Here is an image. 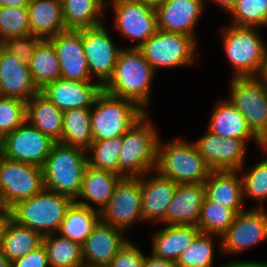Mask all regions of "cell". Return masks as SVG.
Returning <instances> with one entry per match:
<instances>
[{
    "instance_id": "6da1fadb",
    "label": "cell",
    "mask_w": 267,
    "mask_h": 267,
    "mask_svg": "<svg viewBox=\"0 0 267 267\" xmlns=\"http://www.w3.org/2000/svg\"><path fill=\"white\" fill-rule=\"evenodd\" d=\"M156 72L136 48H123L114 73L103 90L110 95L135 102L146 113L151 97V85Z\"/></svg>"
},
{
    "instance_id": "7a4b0ae2",
    "label": "cell",
    "mask_w": 267,
    "mask_h": 267,
    "mask_svg": "<svg viewBox=\"0 0 267 267\" xmlns=\"http://www.w3.org/2000/svg\"><path fill=\"white\" fill-rule=\"evenodd\" d=\"M149 114L145 113L122 136L119 176L123 178L141 177L156 168L160 131L153 125Z\"/></svg>"
},
{
    "instance_id": "3957f363",
    "label": "cell",
    "mask_w": 267,
    "mask_h": 267,
    "mask_svg": "<svg viewBox=\"0 0 267 267\" xmlns=\"http://www.w3.org/2000/svg\"><path fill=\"white\" fill-rule=\"evenodd\" d=\"M87 166L86 150L55 142L42 167L44 189L75 200Z\"/></svg>"
},
{
    "instance_id": "277c9868",
    "label": "cell",
    "mask_w": 267,
    "mask_h": 267,
    "mask_svg": "<svg viewBox=\"0 0 267 267\" xmlns=\"http://www.w3.org/2000/svg\"><path fill=\"white\" fill-rule=\"evenodd\" d=\"M155 170L177 184L204 183L211 172L192 141L174 139L162 142L161 137Z\"/></svg>"
},
{
    "instance_id": "5b68a950",
    "label": "cell",
    "mask_w": 267,
    "mask_h": 267,
    "mask_svg": "<svg viewBox=\"0 0 267 267\" xmlns=\"http://www.w3.org/2000/svg\"><path fill=\"white\" fill-rule=\"evenodd\" d=\"M145 113L135 102L102 90L91 107L92 142L123 136Z\"/></svg>"
},
{
    "instance_id": "8992f818",
    "label": "cell",
    "mask_w": 267,
    "mask_h": 267,
    "mask_svg": "<svg viewBox=\"0 0 267 267\" xmlns=\"http://www.w3.org/2000/svg\"><path fill=\"white\" fill-rule=\"evenodd\" d=\"M73 202L66 195L43 189L35 196L14 205L11 208L12 219L42 236L55 234Z\"/></svg>"
},
{
    "instance_id": "52a82bcc",
    "label": "cell",
    "mask_w": 267,
    "mask_h": 267,
    "mask_svg": "<svg viewBox=\"0 0 267 267\" xmlns=\"http://www.w3.org/2000/svg\"><path fill=\"white\" fill-rule=\"evenodd\" d=\"M223 49L234 78L257 77L264 61L266 43L255 28L221 27Z\"/></svg>"
},
{
    "instance_id": "ba28073f",
    "label": "cell",
    "mask_w": 267,
    "mask_h": 267,
    "mask_svg": "<svg viewBox=\"0 0 267 267\" xmlns=\"http://www.w3.org/2000/svg\"><path fill=\"white\" fill-rule=\"evenodd\" d=\"M197 40L193 37L157 30L138 49L156 72L196 64Z\"/></svg>"
},
{
    "instance_id": "9c48e42d",
    "label": "cell",
    "mask_w": 267,
    "mask_h": 267,
    "mask_svg": "<svg viewBox=\"0 0 267 267\" xmlns=\"http://www.w3.org/2000/svg\"><path fill=\"white\" fill-rule=\"evenodd\" d=\"M228 101L241 113L252 133L267 140V88L257 77L230 80Z\"/></svg>"
},
{
    "instance_id": "30bf717a",
    "label": "cell",
    "mask_w": 267,
    "mask_h": 267,
    "mask_svg": "<svg viewBox=\"0 0 267 267\" xmlns=\"http://www.w3.org/2000/svg\"><path fill=\"white\" fill-rule=\"evenodd\" d=\"M44 189L42 168L0 156V201L12 208Z\"/></svg>"
},
{
    "instance_id": "8fae6325",
    "label": "cell",
    "mask_w": 267,
    "mask_h": 267,
    "mask_svg": "<svg viewBox=\"0 0 267 267\" xmlns=\"http://www.w3.org/2000/svg\"><path fill=\"white\" fill-rule=\"evenodd\" d=\"M106 22L92 28L82 29V44L88 69L103 87L112 77L120 51L106 28Z\"/></svg>"
},
{
    "instance_id": "7c38bea8",
    "label": "cell",
    "mask_w": 267,
    "mask_h": 267,
    "mask_svg": "<svg viewBox=\"0 0 267 267\" xmlns=\"http://www.w3.org/2000/svg\"><path fill=\"white\" fill-rule=\"evenodd\" d=\"M101 221L127 231L136 222H143L141 185L138 178H122L115 186L113 195L100 213Z\"/></svg>"
},
{
    "instance_id": "4fadbf2b",
    "label": "cell",
    "mask_w": 267,
    "mask_h": 267,
    "mask_svg": "<svg viewBox=\"0 0 267 267\" xmlns=\"http://www.w3.org/2000/svg\"><path fill=\"white\" fill-rule=\"evenodd\" d=\"M267 239V210L257 208L236 214L233 223L221 235V254H238Z\"/></svg>"
},
{
    "instance_id": "5bb4252c",
    "label": "cell",
    "mask_w": 267,
    "mask_h": 267,
    "mask_svg": "<svg viewBox=\"0 0 267 267\" xmlns=\"http://www.w3.org/2000/svg\"><path fill=\"white\" fill-rule=\"evenodd\" d=\"M54 143L49 136L25 121L3 137L2 156L42 168Z\"/></svg>"
},
{
    "instance_id": "9a60e30c",
    "label": "cell",
    "mask_w": 267,
    "mask_h": 267,
    "mask_svg": "<svg viewBox=\"0 0 267 267\" xmlns=\"http://www.w3.org/2000/svg\"><path fill=\"white\" fill-rule=\"evenodd\" d=\"M113 8V9H112ZM114 12V27L123 39L136 41L130 47L138 49L149 37L156 33V9L139 0L123 1L111 6Z\"/></svg>"
},
{
    "instance_id": "2e32d148",
    "label": "cell",
    "mask_w": 267,
    "mask_h": 267,
    "mask_svg": "<svg viewBox=\"0 0 267 267\" xmlns=\"http://www.w3.org/2000/svg\"><path fill=\"white\" fill-rule=\"evenodd\" d=\"M192 142L211 171H239L246 166L247 144L241 139L221 138L207 130Z\"/></svg>"
},
{
    "instance_id": "e0dca14e",
    "label": "cell",
    "mask_w": 267,
    "mask_h": 267,
    "mask_svg": "<svg viewBox=\"0 0 267 267\" xmlns=\"http://www.w3.org/2000/svg\"><path fill=\"white\" fill-rule=\"evenodd\" d=\"M206 0H166L156 9L157 29L196 38L195 27L205 10Z\"/></svg>"
},
{
    "instance_id": "ac0fdd59",
    "label": "cell",
    "mask_w": 267,
    "mask_h": 267,
    "mask_svg": "<svg viewBox=\"0 0 267 267\" xmlns=\"http://www.w3.org/2000/svg\"><path fill=\"white\" fill-rule=\"evenodd\" d=\"M103 87L97 82L60 78L46 84L40 92L62 112L91 108Z\"/></svg>"
},
{
    "instance_id": "d6986e66",
    "label": "cell",
    "mask_w": 267,
    "mask_h": 267,
    "mask_svg": "<svg viewBox=\"0 0 267 267\" xmlns=\"http://www.w3.org/2000/svg\"><path fill=\"white\" fill-rule=\"evenodd\" d=\"M58 56L61 78L94 82L82 44V29L66 30L49 39Z\"/></svg>"
},
{
    "instance_id": "ffe728a7",
    "label": "cell",
    "mask_w": 267,
    "mask_h": 267,
    "mask_svg": "<svg viewBox=\"0 0 267 267\" xmlns=\"http://www.w3.org/2000/svg\"><path fill=\"white\" fill-rule=\"evenodd\" d=\"M39 92L28 63L10 54L0 45V96L27 102Z\"/></svg>"
},
{
    "instance_id": "44dd1931",
    "label": "cell",
    "mask_w": 267,
    "mask_h": 267,
    "mask_svg": "<svg viewBox=\"0 0 267 267\" xmlns=\"http://www.w3.org/2000/svg\"><path fill=\"white\" fill-rule=\"evenodd\" d=\"M137 178L141 185L143 222H162L164 224V217L177 183L162 176L156 170Z\"/></svg>"
},
{
    "instance_id": "7402d4cb",
    "label": "cell",
    "mask_w": 267,
    "mask_h": 267,
    "mask_svg": "<svg viewBox=\"0 0 267 267\" xmlns=\"http://www.w3.org/2000/svg\"><path fill=\"white\" fill-rule=\"evenodd\" d=\"M124 235L123 231L100 220L81 245L84 264L107 266L129 240Z\"/></svg>"
},
{
    "instance_id": "603a6c76",
    "label": "cell",
    "mask_w": 267,
    "mask_h": 267,
    "mask_svg": "<svg viewBox=\"0 0 267 267\" xmlns=\"http://www.w3.org/2000/svg\"><path fill=\"white\" fill-rule=\"evenodd\" d=\"M204 198V183L177 184L164 224L197 226Z\"/></svg>"
},
{
    "instance_id": "cb8c5ba5",
    "label": "cell",
    "mask_w": 267,
    "mask_h": 267,
    "mask_svg": "<svg viewBox=\"0 0 267 267\" xmlns=\"http://www.w3.org/2000/svg\"><path fill=\"white\" fill-rule=\"evenodd\" d=\"M204 188L208 201L231 208L236 214L246 210L239 171H211Z\"/></svg>"
},
{
    "instance_id": "d4e9b609",
    "label": "cell",
    "mask_w": 267,
    "mask_h": 267,
    "mask_svg": "<svg viewBox=\"0 0 267 267\" xmlns=\"http://www.w3.org/2000/svg\"><path fill=\"white\" fill-rule=\"evenodd\" d=\"M206 128L221 138H237L248 144L254 140L263 149V143L252 133L241 113L228 101L219 99L208 121Z\"/></svg>"
},
{
    "instance_id": "484cf974",
    "label": "cell",
    "mask_w": 267,
    "mask_h": 267,
    "mask_svg": "<svg viewBox=\"0 0 267 267\" xmlns=\"http://www.w3.org/2000/svg\"><path fill=\"white\" fill-rule=\"evenodd\" d=\"M122 178L123 177L116 173L87 166L84 172L80 193L74 202L95 209L101 213L110 201L115 186ZM82 199H84V201ZM91 204L98 207L94 208Z\"/></svg>"
},
{
    "instance_id": "4316f807",
    "label": "cell",
    "mask_w": 267,
    "mask_h": 267,
    "mask_svg": "<svg viewBox=\"0 0 267 267\" xmlns=\"http://www.w3.org/2000/svg\"><path fill=\"white\" fill-rule=\"evenodd\" d=\"M200 233L197 226L165 225L154 232L152 254L176 262Z\"/></svg>"
},
{
    "instance_id": "83f0119b",
    "label": "cell",
    "mask_w": 267,
    "mask_h": 267,
    "mask_svg": "<svg viewBox=\"0 0 267 267\" xmlns=\"http://www.w3.org/2000/svg\"><path fill=\"white\" fill-rule=\"evenodd\" d=\"M27 9L31 35L50 39L66 31L60 0H30Z\"/></svg>"
},
{
    "instance_id": "f1b7e54d",
    "label": "cell",
    "mask_w": 267,
    "mask_h": 267,
    "mask_svg": "<svg viewBox=\"0 0 267 267\" xmlns=\"http://www.w3.org/2000/svg\"><path fill=\"white\" fill-rule=\"evenodd\" d=\"M26 121L53 141L61 140L63 112L41 92L26 102Z\"/></svg>"
},
{
    "instance_id": "f546056e",
    "label": "cell",
    "mask_w": 267,
    "mask_h": 267,
    "mask_svg": "<svg viewBox=\"0 0 267 267\" xmlns=\"http://www.w3.org/2000/svg\"><path fill=\"white\" fill-rule=\"evenodd\" d=\"M66 30H80L99 26L107 21L101 0H61Z\"/></svg>"
},
{
    "instance_id": "4dcf8cb0",
    "label": "cell",
    "mask_w": 267,
    "mask_h": 267,
    "mask_svg": "<svg viewBox=\"0 0 267 267\" xmlns=\"http://www.w3.org/2000/svg\"><path fill=\"white\" fill-rule=\"evenodd\" d=\"M42 240L40 233L11 219L2 238L0 252L12 262L40 246Z\"/></svg>"
},
{
    "instance_id": "1f68e13d",
    "label": "cell",
    "mask_w": 267,
    "mask_h": 267,
    "mask_svg": "<svg viewBox=\"0 0 267 267\" xmlns=\"http://www.w3.org/2000/svg\"><path fill=\"white\" fill-rule=\"evenodd\" d=\"M100 220V212L73 202L66 211L58 234L82 245Z\"/></svg>"
},
{
    "instance_id": "d6a6232c",
    "label": "cell",
    "mask_w": 267,
    "mask_h": 267,
    "mask_svg": "<svg viewBox=\"0 0 267 267\" xmlns=\"http://www.w3.org/2000/svg\"><path fill=\"white\" fill-rule=\"evenodd\" d=\"M28 65L32 78L39 89L61 78L58 56L49 39H42L37 44Z\"/></svg>"
},
{
    "instance_id": "836d02e7",
    "label": "cell",
    "mask_w": 267,
    "mask_h": 267,
    "mask_svg": "<svg viewBox=\"0 0 267 267\" xmlns=\"http://www.w3.org/2000/svg\"><path fill=\"white\" fill-rule=\"evenodd\" d=\"M62 144L87 150L92 143L91 108L63 112Z\"/></svg>"
},
{
    "instance_id": "e575fe53",
    "label": "cell",
    "mask_w": 267,
    "mask_h": 267,
    "mask_svg": "<svg viewBox=\"0 0 267 267\" xmlns=\"http://www.w3.org/2000/svg\"><path fill=\"white\" fill-rule=\"evenodd\" d=\"M49 267H81L84 265L82 247L79 243L58 233L43 236Z\"/></svg>"
},
{
    "instance_id": "d590c367",
    "label": "cell",
    "mask_w": 267,
    "mask_h": 267,
    "mask_svg": "<svg viewBox=\"0 0 267 267\" xmlns=\"http://www.w3.org/2000/svg\"><path fill=\"white\" fill-rule=\"evenodd\" d=\"M214 238H218V242ZM214 242L219 243V252H222L221 236L200 233L176 261L177 267H215Z\"/></svg>"
},
{
    "instance_id": "8d00e7d4",
    "label": "cell",
    "mask_w": 267,
    "mask_h": 267,
    "mask_svg": "<svg viewBox=\"0 0 267 267\" xmlns=\"http://www.w3.org/2000/svg\"><path fill=\"white\" fill-rule=\"evenodd\" d=\"M121 145L122 136L92 142L90 147L86 150L88 166L119 175V154Z\"/></svg>"
},
{
    "instance_id": "74e56055",
    "label": "cell",
    "mask_w": 267,
    "mask_h": 267,
    "mask_svg": "<svg viewBox=\"0 0 267 267\" xmlns=\"http://www.w3.org/2000/svg\"><path fill=\"white\" fill-rule=\"evenodd\" d=\"M236 213L204 198L197 227L201 233L221 236L233 223Z\"/></svg>"
},
{
    "instance_id": "f35d334b",
    "label": "cell",
    "mask_w": 267,
    "mask_h": 267,
    "mask_svg": "<svg viewBox=\"0 0 267 267\" xmlns=\"http://www.w3.org/2000/svg\"><path fill=\"white\" fill-rule=\"evenodd\" d=\"M232 20L230 24L240 28L267 26V0H238L227 13Z\"/></svg>"
},
{
    "instance_id": "ab89813d",
    "label": "cell",
    "mask_w": 267,
    "mask_h": 267,
    "mask_svg": "<svg viewBox=\"0 0 267 267\" xmlns=\"http://www.w3.org/2000/svg\"><path fill=\"white\" fill-rule=\"evenodd\" d=\"M262 150L267 154L264 149ZM249 167L246 168L245 172L242 169L239 170L242 174L244 200L246 198L253 199L258 203L257 208H264L263 202L267 201V156L257 162L255 161V164Z\"/></svg>"
},
{
    "instance_id": "60d3db41",
    "label": "cell",
    "mask_w": 267,
    "mask_h": 267,
    "mask_svg": "<svg viewBox=\"0 0 267 267\" xmlns=\"http://www.w3.org/2000/svg\"><path fill=\"white\" fill-rule=\"evenodd\" d=\"M31 35L27 7H0V44L7 39Z\"/></svg>"
},
{
    "instance_id": "b9f144b4",
    "label": "cell",
    "mask_w": 267,
    "mask_h": 267,
    "mask_svg": "<svg viewBox=\"0 0 267 267\" xmlns=\"http://www.w3.org/2000/svg\"><path fill=\"white\" fill-rule=\"evenodd\" d=\"M26 121V102L0 96V135L15 131Z\"/></svg>"
},
{
    "instance_id": "7bdbcfd3",
    "label": "cell",
    "mask_w": 267,
    "mask_h": 267,
    "mask_svg": "<svg viewBox=\"0 0 267 267\" xmlns=\"http://www.w3.org/2000/svg\"><path fill=\"white\" fill-rule=\"evenodd\" d=\"M41 40L42 39L37 36L28 35L25 37L7 39L0 45L10 54L17 56L25 63H29L37 44Z\"/></svg>"
},
{
    "instance_id": "ee69618b",
    "label": "cell",
    "mask_w": 267,
    "mask_h": 267,
    "mask_svg": "<svg viewBox=\"0 0 267 267\" xmlns=\"http://www.w3.org/2000/svg\"><path fill=\"white\" fill-rule=\"evenodd\" d=\"M144 256L143 251L129 239L107 267H142Z\"/></svg>"
},
{
    "instance_id": "f6af8a7d",
    "label": "cell",
    "mask_w": 267,
    "mask_h": 267,
    "mask_svg": "<svg viewBox=\"0 0 267 267\" xmlns=\"http://www.w3.org/2000/svg\"><path fill=\"white\" fill-rule=\"evenodd\" d=\"M11 267H49L43 243L22 258L12 261Z\"/></svg>"
},
{
    "instance_id": "bcb514c9",
    "label": "cell",
    "mask_w": 267,
    "mask_h": 267,
    "mask_svg": "<svg viewBox=\"0 0 267 267\" xmlns=\"http://www.w3.org/2000/svg\"><path fill=\"white\" fill-rule=\"evenodd\" d=\"M142 267H177L176 262L154 256H144Z\"/></svg>"
},
{
    "instance_id": "7dc6e473",
    "label": "cell",
    "mask_w": 267,
    "mask_h": 267,
    "mask_svg": "<svg viewBox=\"0 0 267 267\" xmlns=\"http://www.w3.org/2000/svg\"><path fill=\"white\" fill-rule=\"evenodd\" d=\"M12 219V210L4 205L0 207V245L8 223Z\"/></svg>"
},
{
    "instance_id": "c3c4849f",
    "label": "cell",
    "mask_w": 267,
    "mask_h": 267,
    "mask_svg": "<svg viewBox=\"0 0 267 267\" xmlns=\"http://www.w3.org/2000/svg\"><path fill=\"white\" fill-rule=\"evenodd\" d=\"M220 267H267V262L256 260L253 261V259H250L248 261L235 259L234 261L230 260L229 262L224 265H221Z\"/></svg>"
},
{
    "instance_id": "681fc988",
    "label": "cell",
    "mask_w": 267,
    "mask_h": 267,
    "mask_svg": "<svg viewBox=\"0 0 267 267\" xmlns=\"http://www.w3.org/2000/svg\"><path fill=\"white\" fill-rule=\"evenodd\" d=\"M207 1V0H206ZM213 4H217L220 9H223L225 13H228L238 0H210Z\"/></svg>"
},
{
    "instance_id": "f907efd6",
    "label": "cell",
    "mask_w": 267,
    "mask_h": 267,
    "mask_svg": "<svg viewBox=\"0 0 267 267\" xmlns=\"http://www.w3.org/2000/svg\"><path fill=\"white\" fill-rule=\"evenodd\" d=\"M30 0H0V7L12 6V7H27Z\"/></svg>"
},
{
    "instance_id": "816d5d0a",
    "label": "cell",
    "mask_w": 267,
    "mask_h": 267,
    "mask_svg": "<svg viewBox=\"0 0 267 267\" xmlns=\"http://www.w3.org/2000/svg\"><path fill=\"white\" fill-rule=\"evenodd\" d=\"M257 78L266 86L267 88V47L265 51V57L263 61L262 68L257 76Z\"/></svg>"
},
{
    "instance_id": "f5cc1de1",
    "label": "cell",
    "mask_w": 267,
    "mask_h": 267,
    "mask_svg": "<svg viewBox=\"0 0 267 267\" xmlns=\"http://www.w3.org/2000/svg\"><path fill=\"white\" fill-rule=\"evenodd\" d=\"M139 1L143 2L146 6L152 7L153 9H157L166 0H139Z\"/></svg>"
},
{
    "instance_id": "db71d44e",
    "label": "cell",
    "mask_w": 267,
    "mask_h": 267,
    "mask_svg": "<svg viewBox=\"0 0 267 267\" xmlns=\"http://www.w3.org/2000/svg\"><path fill=\"white\" fill-rule=\"evenodd\" d=\"M123 1H132V0H101L104 9Z\"/></svg>"
},
{
    "instance_id": "11a10c76",
    "label": "cell",
    "mask_w": 267,
    "mask_h": 267,
    "mask_svg": "<svg viewBox=\"0 0 267 267\" xmlns=\"http://www.w3.org/2000/svg\"><path fill=\"white\" fill-rule=\"evenodd\" d=\"M0 267H11V262L0 252Z\"/></svg>"
},
{
    "instance_id": "9f6ffc18",
    "label": "cell",
    "mask_w": 267,
    "mask_h": 267,
    "mask_svg": "<svg viewBox=\"0 0 267 267\" xmlns=\"http://www.w3.org/2000/svg\"><path fill=\"white\" fill-rule=\"evenodd\" d=\"M0 151H3V137L0 135Z\"/></svg>"
},
{
    "instance_id": "6f0895ef",
    "label": "cell",
    "mask_w": 267,
    "mask_h": 267,
    "mask_svg": "<svg viewBox=\"0 0 267 267\" xmlns=\"http://www.w3.org/2000/svg\"><path fill=\"white\" fill-rule=\"evenodd\" d=\"M81 267H107V266H91V265H82Z\"/></svg>"
},
{
    "instance_id": "680465c9",
    "label": "cell",
    "mask_w": 267,
    "mask_h": 267,
    "mask_svg": "<svg viewBox=\"0 0 267 267\" xmlns=\"http://www.w3.org/2000/svg\"><path fill=\"white\" fill-rule=\"evenodd\" d=\"M263 149L267 151V140L263 143Z\"/></svg>"
}]
</instances>
